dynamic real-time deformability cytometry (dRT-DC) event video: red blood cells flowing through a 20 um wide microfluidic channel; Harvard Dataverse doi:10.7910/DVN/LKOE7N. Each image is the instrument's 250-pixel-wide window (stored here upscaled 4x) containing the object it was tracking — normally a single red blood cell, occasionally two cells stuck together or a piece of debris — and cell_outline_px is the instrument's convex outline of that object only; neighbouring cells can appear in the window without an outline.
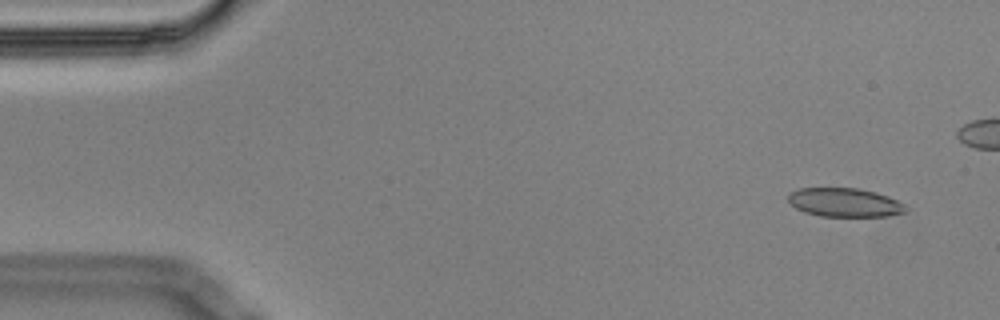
{"species": "Egyptian fruit bat (a non-hibernating species)", "species_latin": "Rousettus aegyptiacus", "temperature_condition": "cold", "stored_images_in_passage": 10, "segment_of_instrument_passage": [1, 2], "camera_frame_rate_fps": 3000, "um_per_image_px": 0.085, "animal": {"sex": "male"}, "frame": {"image": 1, "passage_image": 2, "time_ms": 0.333, "image_size_px": [1000, 320], "cell_outline_px": [[908, 208], [904, 212], [888, 216], [820, 216], [804, 212], [796, 208], [788, 200], [788, 196], [792, 192], [800, 188], [856, 188], [876, 192], [888, 196], [904, 204]], "centroid_in_image_um": [71.81, 17.21], "position_along_channel_um": 13.2, "area_um2": 19.59}}
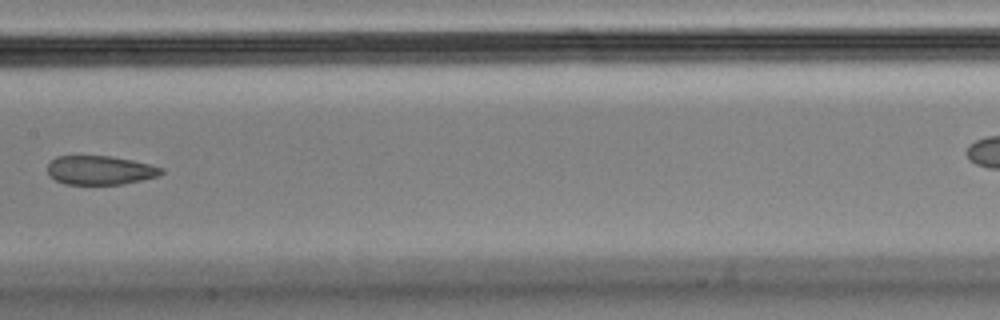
{"frame": {"image": 2, "passage_image": 9, "time_ms": 2.667, "image_size_px": [1000, 320], "cell_outline_px": [[164, 172], [160, 176], [124, 184], [64, 184], [56, 180], [48, 172], [48, 164], [56, 156], [112, 156], [132, 160], [164, 168]], "centroid_in_image_um": [8.55, 14.47], "position_along_channel_um": 198.9, "area_um2": 19.19}}